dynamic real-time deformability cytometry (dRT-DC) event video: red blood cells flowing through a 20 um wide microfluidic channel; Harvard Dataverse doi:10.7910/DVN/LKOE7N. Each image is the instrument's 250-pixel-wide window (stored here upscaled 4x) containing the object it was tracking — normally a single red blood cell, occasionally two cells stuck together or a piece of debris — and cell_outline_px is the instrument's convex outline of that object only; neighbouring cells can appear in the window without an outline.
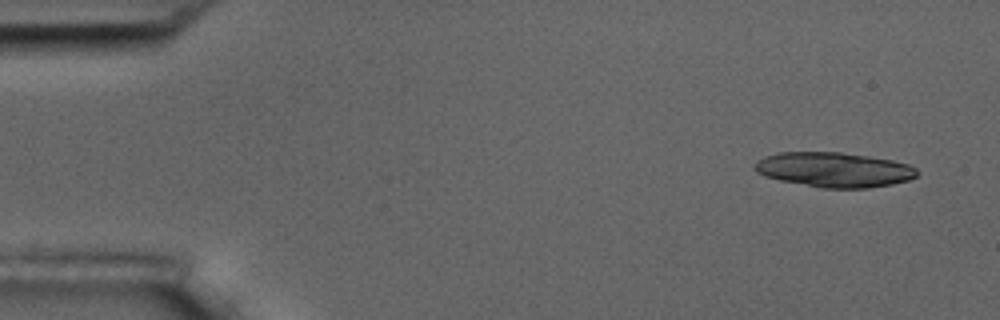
{"species": "common noctule bat (a hibernating species)", "species_latin": "Nyctalus noctula", "temperature_condition": "room temperature", "stored_images_in_passage": 4, "camera_frame_rate_fps": 3000, "um_per_image_px": 0.085, "animal": {"sex": "male", "body_mass_g": 17.5, "forearm_length_mm": 52.3}, "frame": {"image": 1, "passage_image": 1, "time_ms": 0.0, "image_size_px": [1000, 320], "cell_outline_px": [[920, 172], [916, 176], [908, 180], [892, 184], [868, 188], [824, 188], [780, 180], [764, 176], [756, 172], [756, 160], [764, 156], [780, 152], [840, 152], [868, 156], [892, 160], [908, 164], [916, 168]], "centroid_in_image_um": [70.91, 14.42], "position_along_channel_um": 14.1, "area_um2": 32.89}}